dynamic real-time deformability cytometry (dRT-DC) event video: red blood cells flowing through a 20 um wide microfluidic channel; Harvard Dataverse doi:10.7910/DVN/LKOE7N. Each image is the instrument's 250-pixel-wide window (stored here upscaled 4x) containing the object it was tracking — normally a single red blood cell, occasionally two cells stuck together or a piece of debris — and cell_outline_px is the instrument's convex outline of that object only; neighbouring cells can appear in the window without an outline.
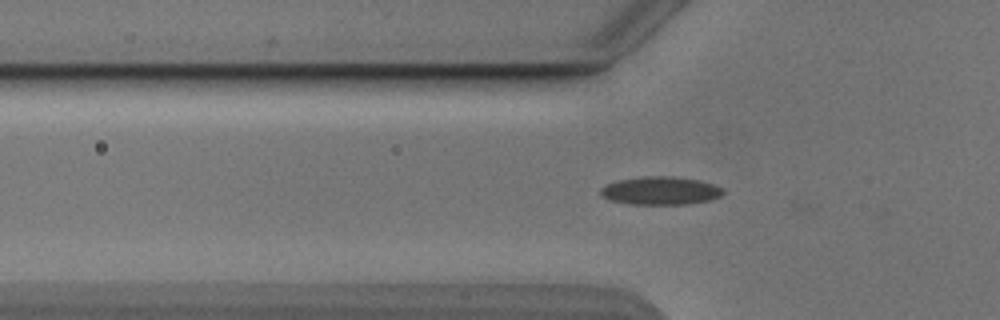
{"species": "Egyptian fruit bat (a non-hibernating species)", "species_latin": "Rousettus aegyptiacus", "temperature_condition": "cold", "stored_images_in_passage": 30, "camera_frame_rate_fps": 3000, "um_per_image_px": 0.085, "animal": {"sex": "male"}, "frame": {"image": 1, "passage_image": 5, "time_ms": 1.333, "image_size_px": [1000, 320], "cell_outline_px": [[724, 192], [720, 196], [712, 200], [688, 204], [628, 204], [608, 200], [600, 196], [600, 188], [608, 184], [620, 180], [644, 176], [672, 176], [700, 180], [724, 188]], "centroid_in_image_um": [56.14, 16.22], "position_along_channel_um": 69.7, "area_um2": 20.23}}
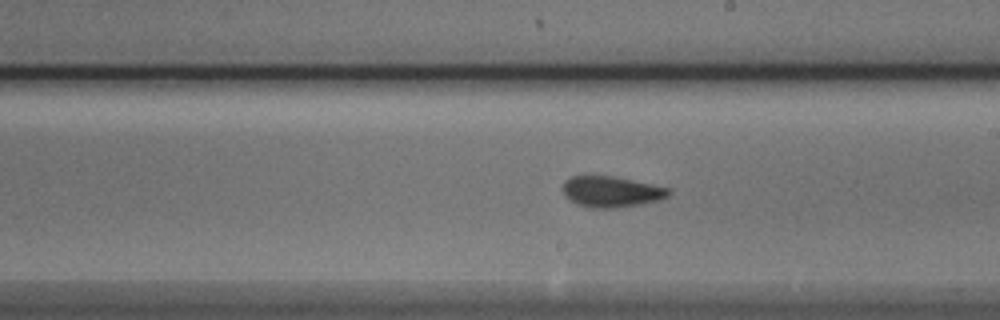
{"frame": {"image": 2, "passage_image": 18, "time_ms": 5.667, "image_size_px": [1000, 320], "cell_outline_px": [[672, 192], [668, 196], [660, 200], [640, 204], [612, 208], [588, 208], [576, 204], [564, 196], [564, 180], [572, 176], [612, 176], [632, 180], [668, 188]], "centroid_in_image_um": [51.94, 16.3], "position_along_channel_um": 237.1, "area_um2": 18.96}}
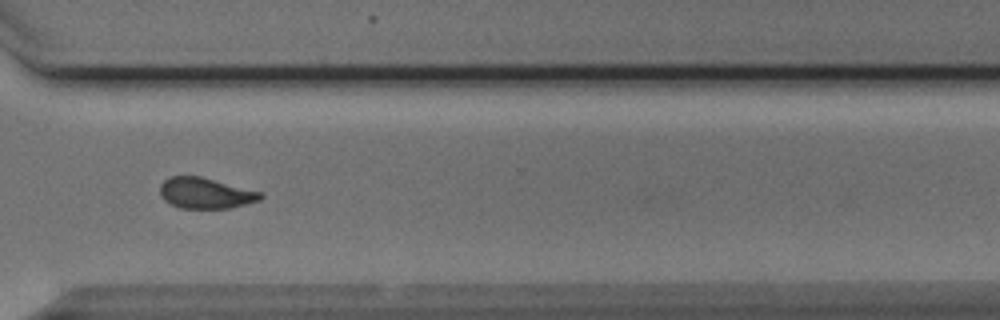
{"frame": {"image": 3, "passage_image": 27, "time_ms": 8.667, "image_size_px": [1000, 320], "cell_outline_px": [[264, 196], [260, 200], [232, 208], [180, 208], [164, 200], [160, 192], [160, 184], [168, 176], [200, 176], [264, 192]], "centroid_in_image_um": [17.5, 16.41], "position_along_channel_um": 353.1, "area_um2": 18.21}}